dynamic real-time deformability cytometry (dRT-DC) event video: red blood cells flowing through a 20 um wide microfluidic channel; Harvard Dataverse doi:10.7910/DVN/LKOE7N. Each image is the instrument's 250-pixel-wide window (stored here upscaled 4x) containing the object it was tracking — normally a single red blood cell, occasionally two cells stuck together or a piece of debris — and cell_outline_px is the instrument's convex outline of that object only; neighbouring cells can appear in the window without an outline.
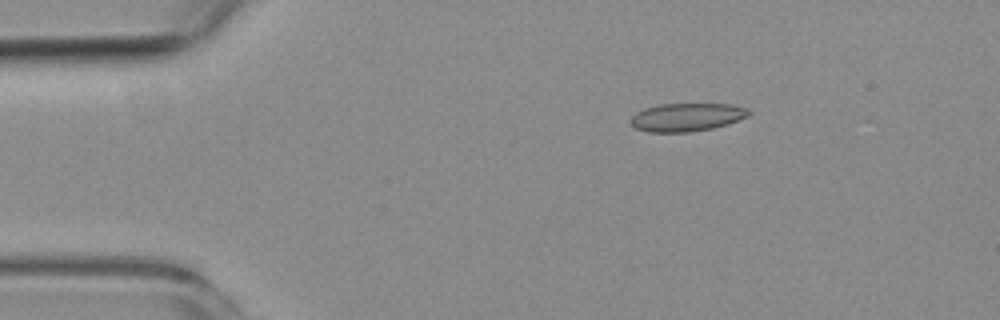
{"species": "common noctule bat (a hibernating species)", "species_latin": "Nyctalus noctula", "temperature_condition": "room temperature", "stored_images_in_passage": 3, "camera_frame_rate_fps": 3000, "um_per_image_px": 0.085, "animal": {"sex": "female", "body_mass_g": 19.3, "forearm_length_mm": 54.1}, "frame": {"image": 1, "passage_image": 1, "time_ms": 0.0, "image_size_px": [1000, 320], "cell_outline_px": [[752, 112], [748, 116], [728, 124], [712, 128], [688, 132], [648, 132], [636, 128], [628, 120], [636, 112], [644, 108], [660, 104], [732, 104], [748, 108]], "centroid_in_image_um": [58.38, 9.95], "position_along_channel_um": 26.6, "area_um2": 19.48}}
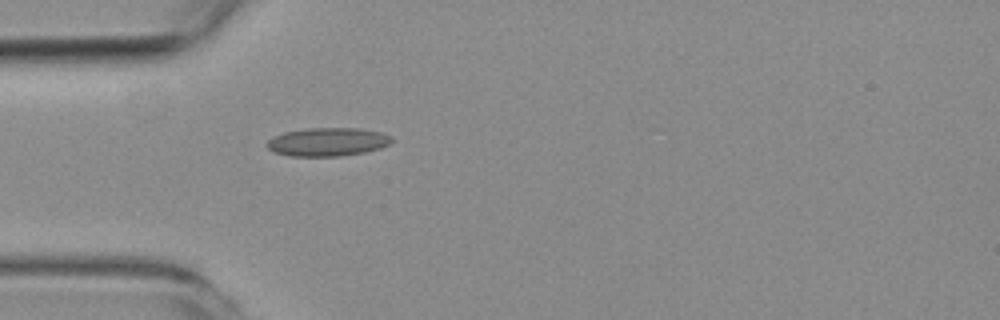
{"frame": {"image": 2, "passage_image": 3, "time_ms": 2.333, "image_size_px": [1000, 320], "cell_outline_px": [[392, 140], [388, 144], [380, 148], [364, 152], [340, 156], [292, 156], [276, 152], [268, 148], [268, 140], [284, 132], [308, 128], [356, 128], [380, 132], [392, 136]], "centroid_in_image_um": [27.87, 12.06], "position_along_channel_um": 57.1, "area_um2": 20.35}}